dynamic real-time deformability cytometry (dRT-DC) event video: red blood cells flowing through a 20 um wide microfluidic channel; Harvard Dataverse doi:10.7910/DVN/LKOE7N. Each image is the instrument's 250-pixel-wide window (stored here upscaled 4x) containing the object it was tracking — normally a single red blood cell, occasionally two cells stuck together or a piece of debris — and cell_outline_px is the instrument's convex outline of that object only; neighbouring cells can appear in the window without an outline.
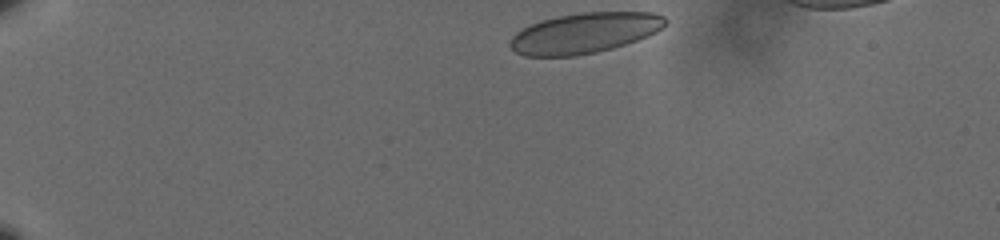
{"species": "human", "species_latin": "Homo sapiens", "temperature_condition": "cold", "stored_images_in_passage": 42, "camera_frame_rate_fps": 3000, "um_per_image_px": 0.085, "donor": {"sex": "male"}, "frame": {"image": 1, "passage_image": 1, "time_ms": 0.0, "image_size_px": [1000, 240], "cell_outline_px": [[668, 20], [656, 32], [636, 40], [612, 48], [596, 52], [576, 56], [524, 56], [516, 52], [508, 44], [512, 36], [516, 32], [540, 20], [556, 16], [580, 12], [652, 12], [664, 16]], "centroid_in_image_um": [49.66, 2.8], "position_along_channel_um": 35.3, "area_um2": 36.47}}
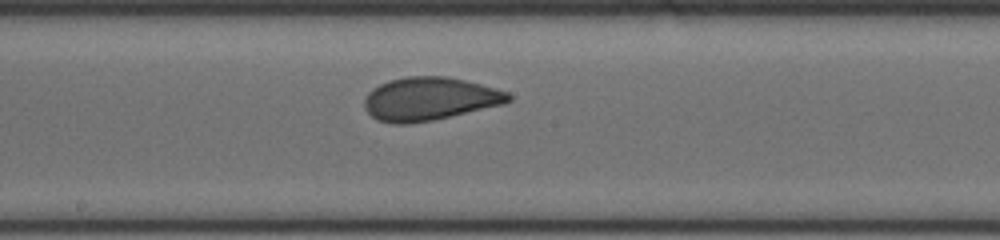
{"frame": {"image": 2, "passage_image": 23, "time_ms": 7.333, "image_size_px": [1000, 240], "cell_outline_px": [[512, 100], [504, 104], [432, 120], [404, 124], [396, 124], [376, 120], [364, 108], [364, 100], [368, 92], [372, 88], [388, 80], [408, 76], [448, 76], [496, 88], [508, 92], [512, 96]], "centroid_in_image_um": [36.5, 8.39], "position_along_channel_um": 211.7, "area_um2": 36.24}}
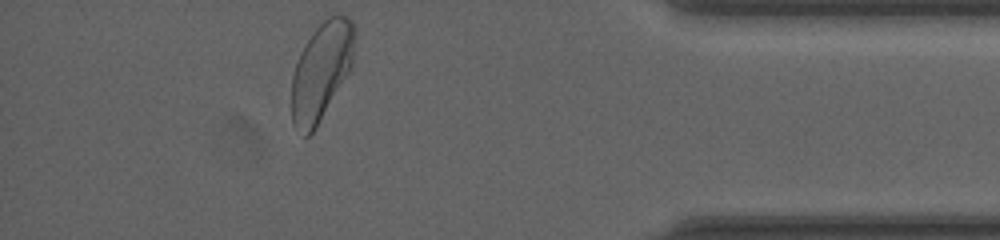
{"frame": {"image": 3, "passage_image": 42, "time_ms": 13.667, "image_size_px": [1000, 240], "cell_outline_px": [[356, 36], [352, 64], [348, 72], [316, 128], [308, 136], [304, 136], [292, 124], [292, 76], [300, 52], [316, 28], [328, 16], [336, 12], [340, 12], [348, 16], [352, 20], [356, 28]], "centroid_in_image_um": [27.34, 5.98], "position_along_channel_um": 407.9, "area_um2": 35.95}, "authors_computed_cell_mechanics": {"area_um2": 36.1828, "velocity_mm_per_s": 3.5636, "shape_relaxation_time_tau1_ms": 6.9598, "shape_relaxation_time_tau2_ms": null, "deformation_change_tau1": 0.1418, "deformation_change_tau2": null}}